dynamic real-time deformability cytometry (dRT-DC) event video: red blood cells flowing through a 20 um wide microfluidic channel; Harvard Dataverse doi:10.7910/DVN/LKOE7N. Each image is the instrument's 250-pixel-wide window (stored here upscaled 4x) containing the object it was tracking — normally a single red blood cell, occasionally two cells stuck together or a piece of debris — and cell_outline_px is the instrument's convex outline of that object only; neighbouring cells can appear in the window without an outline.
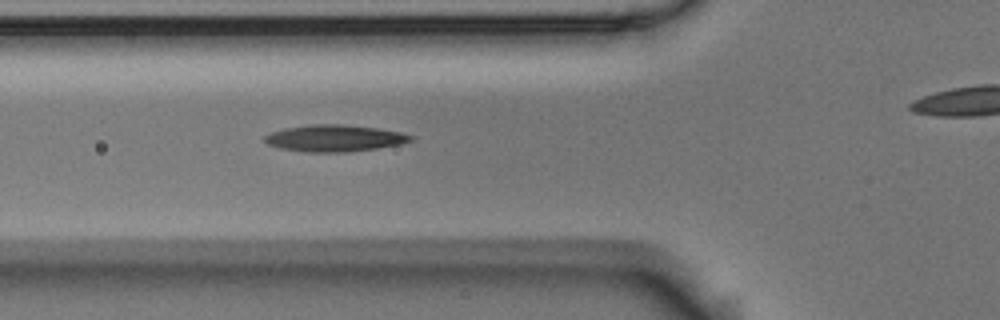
{"species": "Egyptian fruit bat (a non-hibernating species)", "species_latin": "Rousettus aegyptiacus", "temperature_condition": "room temperature", "stored_images_in_passage": 4, "segment_of_instrument_passage": [1, 2], "camera_frame_rate_fps": 3000, "um_per_image_px": 0.085, "animal": {"sex": "male"}, "frame": {"image": 1, "passage_image": 3, "time_ms": 0.667, "image_size_px": [1000, 320], "cell_outline_px": [[416, 136], [412, 140], [400, 144], [376, 148], [348, 152], [308, 152], [280, 148], [268, 144], [264, 140], [264, 136], [272, 132], [284, 128], [312, 124], [344, 124], [376, 128], [400, 132]], "centroid_in_image_um": [28.44, 11.74], "position_along_channel_um": 97.4, "area_um2": 22.66}}